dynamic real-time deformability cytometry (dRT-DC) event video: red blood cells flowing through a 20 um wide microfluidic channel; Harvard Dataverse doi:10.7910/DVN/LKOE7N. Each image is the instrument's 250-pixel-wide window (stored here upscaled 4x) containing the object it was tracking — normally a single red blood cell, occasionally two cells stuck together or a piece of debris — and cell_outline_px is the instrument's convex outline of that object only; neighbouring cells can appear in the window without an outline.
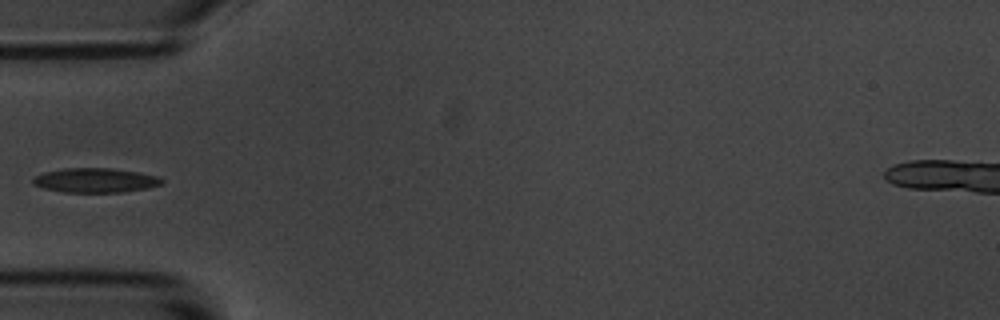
{"species": "common noctule bat (a hibernating species)", "species_latin": "Nyctalus noctula", "temperature_condition": "room temperature", "stored_images_in_passage": 15, "camera_frame_rate_fps": 3000, "um_per_image_px": 0.085, "animal": {"sex": "male", "body_mass_g": 20.1, "forearm_length_mm": 53.5}, "frame": {"image": 1, "passage_image": 5, "time_ms": 5.333, "image_size_px": [1000, 320], "cell_outline_px": [[164, 184], [148, 188], [124, 192], [64, 192], [44, 188], [32, 184], [32, 180], [36, 176], [44, 172], [64, 168], [112, 168], [160, 176], [164, 180]], "centroid_in_image_um": [8.15, 15.33], "position_along_channel_um": 76.9, "area_um2": 18.44}}
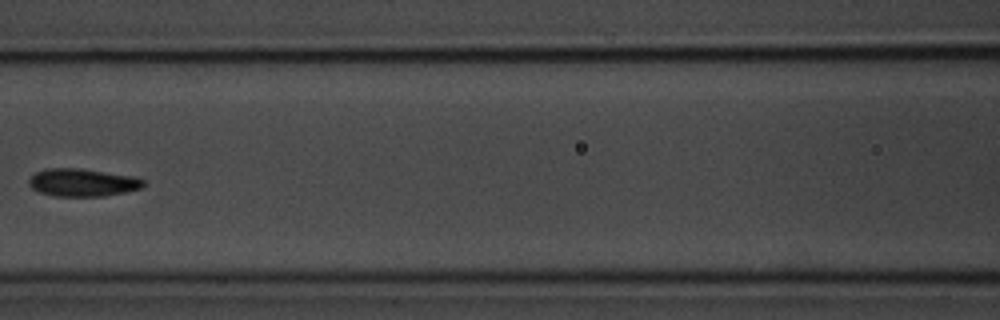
{"frame": {"image": 2, "passage_image": 7, "time_ms": 7.667, "image_size_px": [1000, 320], "cell_outline_px": [[144, 188], [104, 196], [52, 196], [40, 192], [32, 188], [28, 184], [28, 180], [36, 172], [48, 168], [80, 168], [136, 176], [144, 180]], "centroid_in_image_um": [7.04, 15.51], "position_along_channel_um": 159.6, "area_um2": 18.67}}
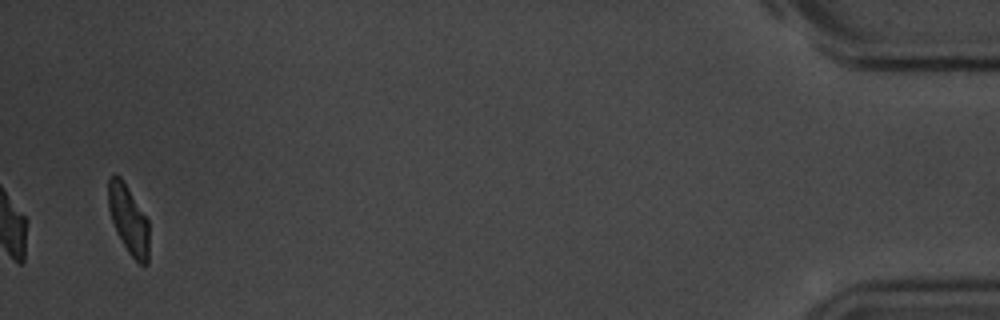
{"frame": {"image": 3, "passage_image": 15, "time_ms": 17.667, "image_size_px": [1000, 320], "cell_outline_px": [[148, 264], [140, 264], [128, 252], [112, 220], [108, 208], [108, 176], [112, 172], [116, 172], [120, 176], [128, 188], [148, 220]], "centroid_in_image_um": [10.9, 18.59], "position_along_channel_um": 424.3, "area_um2": 16.07}, "authors_computed_cell_mechanics": {"area_um2": 18.6694, "velocity_mm_per_s": 3.5111, "shape_relaxation_time_tau1_ms": 2.3634, "shape_relaxation_time_tau2_ms": 3.0375, "deformation_change_tau1": 0.1122, "deformation_change_tau2": 0.0797}}